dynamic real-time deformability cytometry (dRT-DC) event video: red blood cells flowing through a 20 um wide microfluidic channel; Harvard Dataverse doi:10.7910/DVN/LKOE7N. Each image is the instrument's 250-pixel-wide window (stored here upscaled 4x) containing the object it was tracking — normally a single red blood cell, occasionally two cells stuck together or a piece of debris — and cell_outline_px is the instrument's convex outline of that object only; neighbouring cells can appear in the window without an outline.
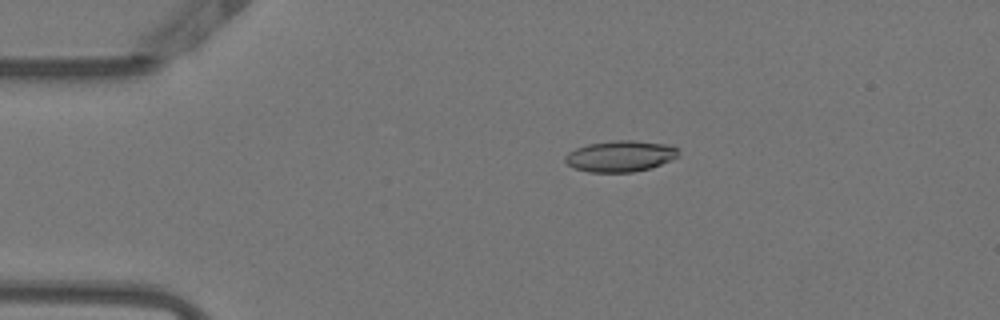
{"species": "Egyptian fruit bat (a non-hibernating species)", "species_latin": "Rousettus aegyptiacus", "temperature_condition": "warm", "stored_images_in_passage": 44, "camera_frame_rate_fps": 3000, "um_per_image_px": 0.085, "animal": {"sex": "female"}, "frame": {"image": 1, "passage_image": 1, "time_ms": 0.0, "image_size_px": [1000, 320], "cell_outline_px": [[680, 148], [676, 156], [660, 164], [648, 168], [632, 172], [588, 172], [572, 168], [564, 160], [564, 156], [568, 152], [576, 148], [588, 144], [616, 140], [632, 140], [672, 144]], "centroid_in_image_um": [52.7, 13.26], "position_along_channel_um": 32.3, "area_um2": 20.58}}
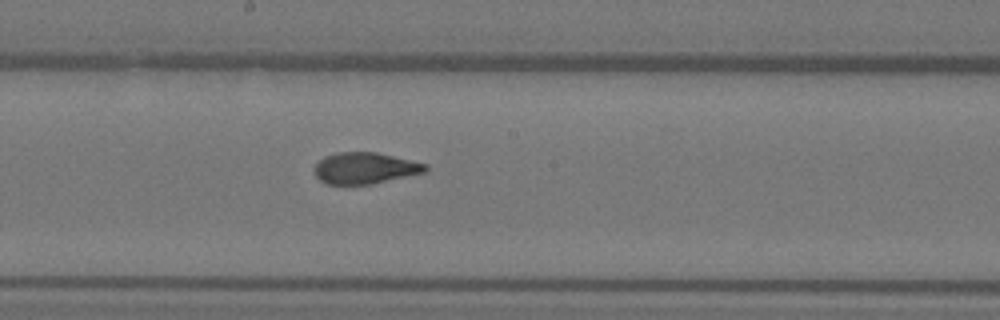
{"frame": {"image": 2, "passage_image": 19, "time_ms": 6.0, "image_size_px": [1000, 320], "cell_outline_px": [[428, 168], [424, 172], [372, 184], [328, 184], [320, 180], [316, 176], [316, 164], [324, 156], [336, 152], [376, 152], [428, 164]], "centroid_in_image_um": [31.03, 14.28], "position_along_channel_um": 217.2, "area_um2": 20.06}}
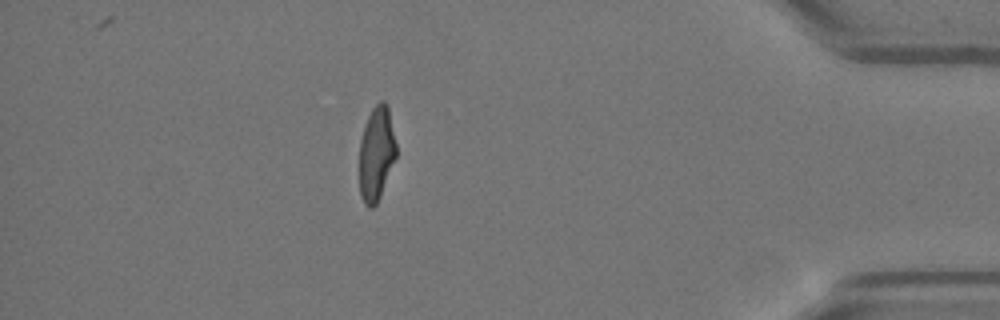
{"frame": {"image": 3, "passage_image": 37, "time_ms": 12.0, "image_size_px": [1000, 320], "cell_outline_px": [[396, 156], [380, 196], [376, 204], [372, 208], [368, 208], [364, 204], [360, 196], [360, 140], [368, 116], [372, 108], [380, 100], [384, 100], [388, 104], [396, 144]], "centroid_in_image_um": [31.99, 13.04], "position_along_channel_um": 403.2, "area_um2": 20.17}, "authors_computed_cell_mechanics": {"area_um2": 20.9814, "velocity_mm_per_s": 3.847, "shape_relaxation_time_tau1_ms": 5.8301, "shape_relaxation_time_tau2_ms": 0.9453, "deformation_change_tau1": 0.2109, "deformation_change_tau2": 0.0789}}